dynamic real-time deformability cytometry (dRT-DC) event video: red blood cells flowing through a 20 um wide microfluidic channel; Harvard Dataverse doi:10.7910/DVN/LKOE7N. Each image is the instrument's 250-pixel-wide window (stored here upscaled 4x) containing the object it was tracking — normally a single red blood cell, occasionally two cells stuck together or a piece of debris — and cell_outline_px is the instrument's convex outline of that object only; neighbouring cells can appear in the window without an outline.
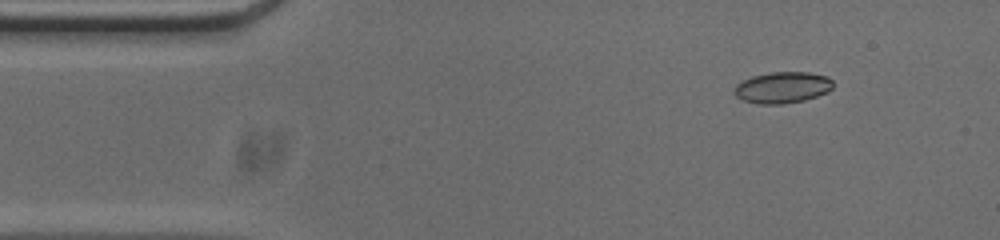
{"species": "common noctule bat (a hibernating species)", "species_latin": "Nyctalus noctula", "temperature_condition": "cold", "stored_images_in_passage": 47, "camera_frame_rate_fps": 3000, "um_per_image_px": 0.085, "animal": {"sex": "male", "body_mass_g": 20.0, "forearm_length_mm": 53.3}, "frame": {"image": 1, "passage_image": 1, "time_ms": 0.0, "image_size_px": [1000, 240], "cell_outline_px": [[832, 88], [828, 92], [804, 100], [784, 104], [756, 104], [744, 100], [736, 96], [732, 92], [736, 84], [752, 76], [772, 72], [808, 72], [828, 76], [832, 80]], "centroid_in_image_um": [66.5, 7.44], "position_along_channel_um": 18.5, "area_um2": 18.09}}
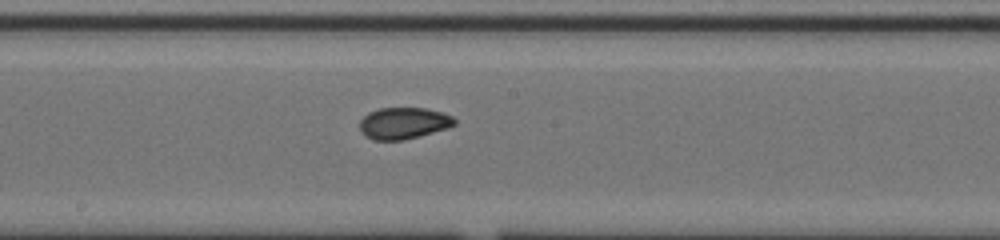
{"frame": {"image": 2, "passage_image": 22, "time_ms": 7.0, "image_size_px": [1000, 240], "cell_outline_px": [[456, 124], [448, 128], [420, 136], [404, 140], [372, 140], [364, 136], [360, 132], [360, 120], [368, 112], [380, 108], [428, 108], [452, 116], [456, 120]], "centroid_in_image_um": [34.29, 10.48], "position_along_channel_um": 213.9, "area_um2": 17.63}}
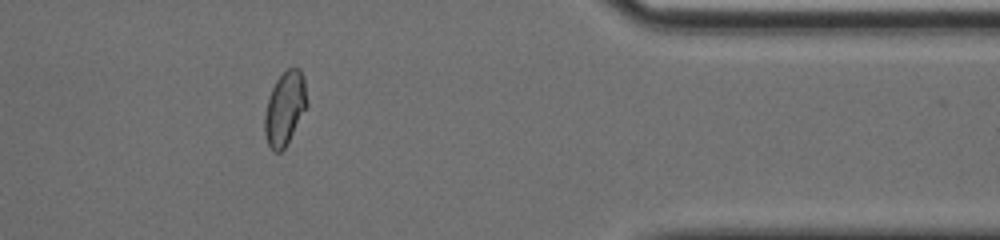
{"frame": {"image": 3, "passage_image": 38, "time_ms": 12.333, "image_size_px": [1000, 240], "cell_outline_px": [[308, 104], [284, 148], [280, 152], [272, 152], [268, 144], [264, 132], [264, 116], [268, 100], [272, 88], [276, 80], [288, 68], [300, 68], [304, 76]], "centroid_in_image_um": [24.21, 9.2], "position_along_channel_um": 387.2, "area_um2": 17.98}, "authors_computed_cell_mechanics": {"area_um2": 17.918, "velocity_mm_per_s": 3.7893, "shape_relaxation_time_tau1_ms": 11.0291, "shape_relaxation_time_tau2_ms": 1.4886, "deformation_change_tau1": 0.1834, "deformation_change_tau2": 0.0404}}